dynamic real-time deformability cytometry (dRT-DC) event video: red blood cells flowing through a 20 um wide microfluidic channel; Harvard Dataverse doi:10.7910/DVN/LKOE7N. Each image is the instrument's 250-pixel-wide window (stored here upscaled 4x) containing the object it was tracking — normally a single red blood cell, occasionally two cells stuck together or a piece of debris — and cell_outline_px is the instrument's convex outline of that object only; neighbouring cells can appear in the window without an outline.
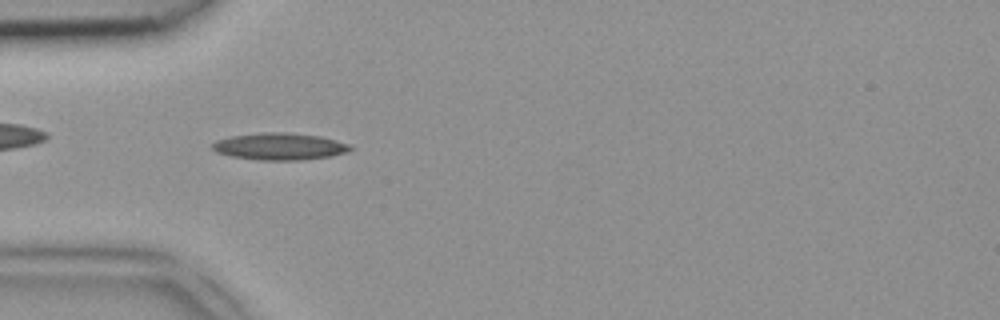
{"species": "common noctule bat (a hibernating species)", "species_latin": "Nyctalus noctula", "temperature_condition": "room temperature", "stored_images_in_passage": 35, "camera_frame_rate_fps": 3000, "um_per_image_px": 0.085, "animal": {"sex": "female", "body_mass_g": 18.4}, "frame": {"image": 1, "passage_image": 2, "time_ms": 0.333, "image_size_px": [1000, 320], "cell_outline_px": [[352, 148], [348, 152], [332, 156], [304, 160], [260, 160], [232, 156], [216, 152], [212, 148], [212, 144], [216, 140], [228, 136], [264, 132], [284, 132], [320, 136], [352, 144]], "centroid_in_image_um": [23.79, 12.44], "position_along_channel_um": 61.2, "area_um2": 21.85}}
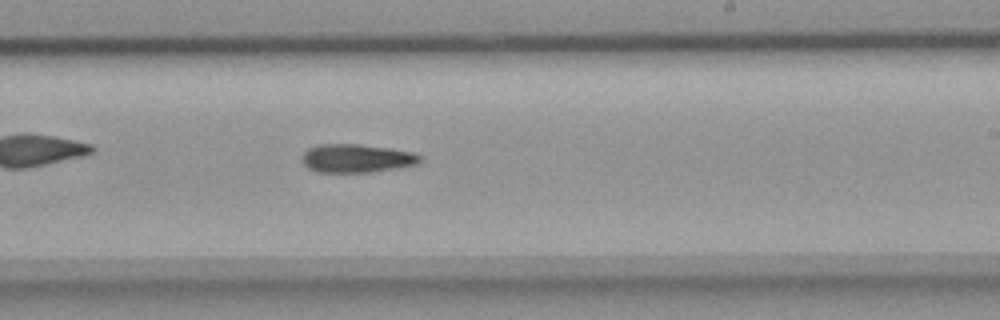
{"frame": {"image": 2, "passage_image": 16, "time_ms": 5.0, "image_size_px": [1000, 320], "cell_outline_px": [[424, 156], [416, 164], [396, 168], [372, 172], [320, 172], [308, 168], [300, 160], [300, 156], [308, 148], [320, 144], [356, 144], [388, 148], [412, 152]], "centroid_in_image_um": [30.27, 13.45], "position_along_channel_um": 258.7, "area_um2": 19.54}}
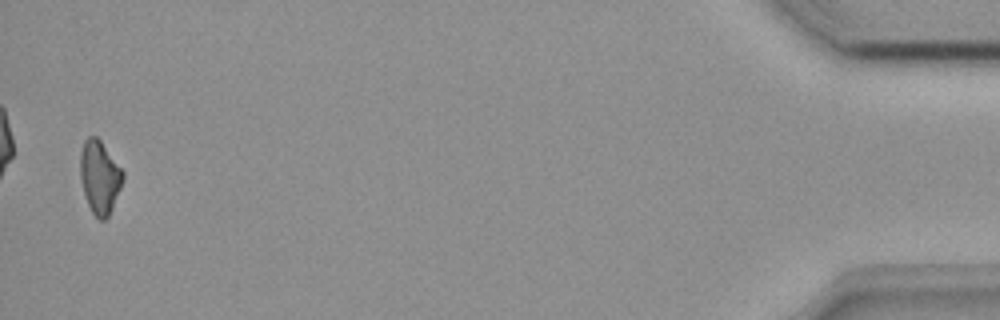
{"frame": {"image": 3, "passage_image": 34, "time_ms": 11.0, "image_size_px": [1000, 320], "cell_outline_px": [[124, 176], [120, 188], [112, 208], [108, 216], [104, 220], [100, 220], [92, 212], [88, 204], [84, 192], [80, 176], [80, 152], [84, 140], [88, 136], [96, 136], [100, 140], [124, 172]], "centroid_in_image_um": [8.46, 15.03], "position_along_channel_um": 426.7, "area_um2": 17.92}}